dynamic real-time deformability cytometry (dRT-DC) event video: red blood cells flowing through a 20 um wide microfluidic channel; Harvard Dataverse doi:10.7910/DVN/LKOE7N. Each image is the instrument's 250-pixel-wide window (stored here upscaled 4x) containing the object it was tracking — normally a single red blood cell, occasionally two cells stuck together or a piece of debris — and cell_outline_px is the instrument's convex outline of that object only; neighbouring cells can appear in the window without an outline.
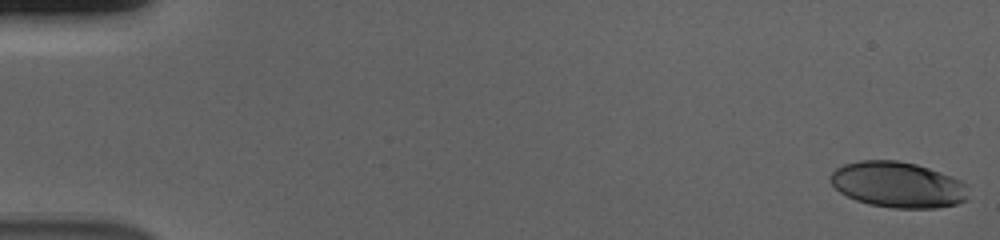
{"species": "human", "species_latin": "Homo sapiens", "temperature_condition": "cold", "stored_images_in_passage": 56, "camera_frame_rate_fps": 3000, "um_per_image_px": 0.085, "donor": {"sex": "male"}, "frame": {"image": 1, "passage_image": 1, "time_ms": 0.0, "image_size_px": [1000, 240], "cell_outline_px": [[968, 200], [956, 204], [936, 208], [892, 208], [868, 204], [856, 200], [840, 192], [828, 180], [828, 176], [836, 168], [844, 164], [860, 160], [896, 160], [916, 164], [940, 172], [960, 180], [968, 184]], "centroid_in_image_um": [76.32, 15.7], "position_along_channel_um": 8.7, "area_um2": 37.05}}
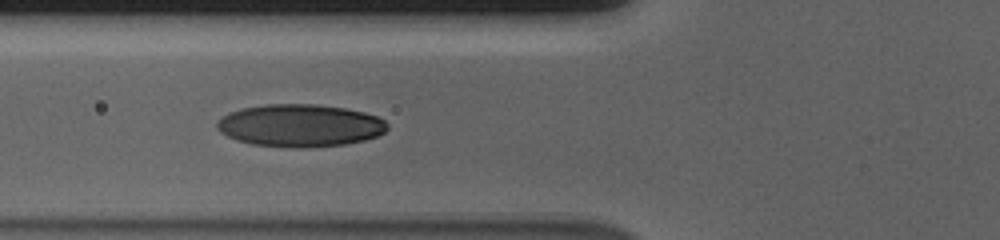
{"frame": {"image": 2, "passage_image": 22, "time_ms": 7.0, "image_size_px": [1000, 240], "cell_outline_px": [[388, 128], [384, 132], [376, 136], [364, 140], [344, 144], [300, 148], [252, 144], [236, 140], [220, 132], [216, 128], [216, 120], [228, 112], [240, 108], [268, 104], [316, 104], [344, 108], [364, 112], [376, 116], [384, 120], [388, 124]], "centroid_in_image_um": [25.46, 10.66], "position_along_channel_um": 100.3, "area_um2": 42.25}}
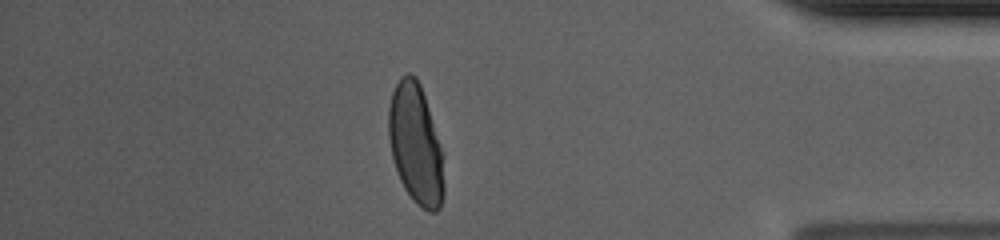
{"frame": {"image": 3, "passage_image": 49, "time_ms": 16.0, "image_size_px": [1000, 240], "cell_outline_px": [[444, 196], [440, 208], [436, 212], [428, 212], [416, 204], [412, 200], [404, 188], [400, 180], [392, 156], [388, 136], [388, 108], [392, 92], [400, 76], [408, 72], [416, 76], [420, 84], [444, 152]], "centroid_in_image_um": [35.36, 12.28], "position_along_channel_um": 399.8, "area_um2": 39.42}, "authors_computed_cell_mechanics": {"area_um2": 39.3907, "velocity_mm_per_s": 3.691, "shape_relaxation_time_tau1_ms": 5.373, "shape_relaxation_time_tau2_ms": null, "deformation_change_tau1": 0.2171, "deformation_change_tau2": null}}